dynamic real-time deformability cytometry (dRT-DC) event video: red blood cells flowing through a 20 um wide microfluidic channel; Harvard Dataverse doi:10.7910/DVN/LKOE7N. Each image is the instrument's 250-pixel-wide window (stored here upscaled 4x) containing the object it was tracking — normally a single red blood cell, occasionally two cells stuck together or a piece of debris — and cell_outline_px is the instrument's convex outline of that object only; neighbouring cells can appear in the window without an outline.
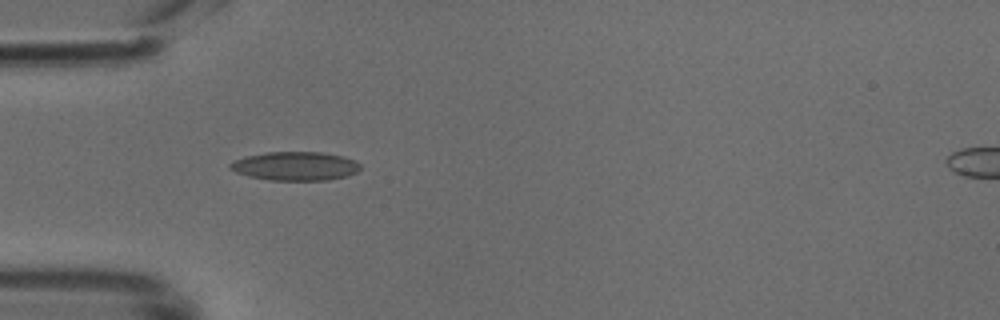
{"species": "common noctule bat (a hibernating species)", "species_latin": "Nyctalus noctula", "temperature_condition": "cold", "stored_images_in_passage": 36, "camera_frame_rate_fps": 3000, "um_per_image_px": 0.085, "animal": {"sex": "male", "body_mass_g": 18.8}, "frame": {"image": 1, "passage_image": 4, "time_ms": 1.0, "image_size_px": [1000, 320], "cell_outline_px": [[360, 168], [356, 172], [348, 176], [328, 180], [268, 180], [248, 176], [236, 172], [228, 168], [228, 164], [232, 160], [244, 156], [268, 152], [320, 152], [344, 156], [356, 160], [360, 164]], "centroid_in_image_um": [25.08, 14.11], "position_along_channel_um": 59.9, "area_um2": 22.08}}
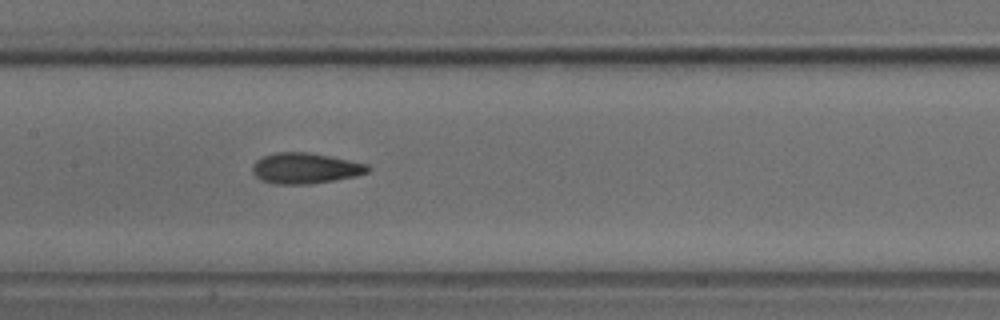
{"frame": {"image": 2, "passage_image": 13, "time_ms": 4.0, "image_size_px": [1000, 320], "cell_outline_px": [[372, 168], [368, 172], [356, 176], [312, 184], [276, 184], [260, 180], [252, 172], [252, 164], [256, 160], [264, 156], [276, 152], [308, 152], [368, 164]], "centroid_in_image_um": [25.94, 14.31], "position_along_channel_um": 181.5, "area_um2": 20.69}}
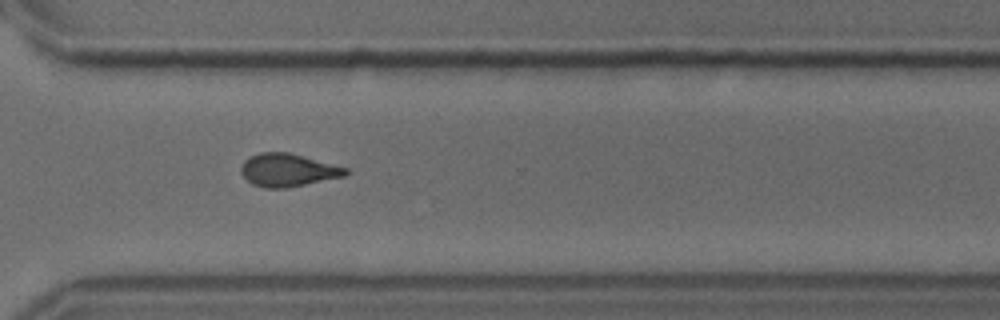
{"frame": {"image": 3, "passage_image": 25, "time_ms": 8.0, "image_size_px": [1000, 320], "cell_outline_px": [[348, 172], [344, 176], [288, 188], [264, 188], [252, 184], [240, 172], [240, 168], [244, 160], [260, 152], [288, 152], [348, 168]], "centroid_in_image_um": [24.45, 14.46], "position_along_channel_um": 346.2, "area_um2": 19.94}}